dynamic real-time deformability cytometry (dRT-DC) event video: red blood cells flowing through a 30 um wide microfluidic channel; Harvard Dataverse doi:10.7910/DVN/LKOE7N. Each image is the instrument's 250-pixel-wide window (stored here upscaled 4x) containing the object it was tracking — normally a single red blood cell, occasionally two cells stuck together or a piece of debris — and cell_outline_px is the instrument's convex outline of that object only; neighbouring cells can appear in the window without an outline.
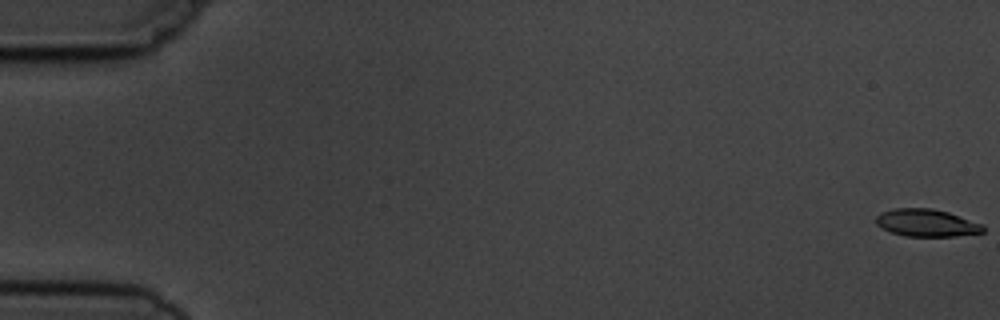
{"species": "common noctule bat (a hibernating species)", "species_latin": "Nyctalus noctula", "temperature_condition": "cold", "stored_images_in_passage": 9, "camera_frame_rate_fps": 3000, "um_per_image_px": 0.085, "animal": {"sex": "male", "body_mass_g": 19.5, "forearm_length_mm": 54.6}, "frame": {"image": 1, "passage_image": 1, "time_ms": 0.0, "image_size_px": [1000, 320], "cell_outline_px": [[984, 232], [956, 236], [904, 236], [880, 228], [876, 224], [876, 216], [880, 212], [892, 208], [932, 208], [948, 212], [984, 224]], "centroid_in_image_um": [78.74, 18.94], "position_along_channel_um": 6.3, "area_um2": 17.28}}
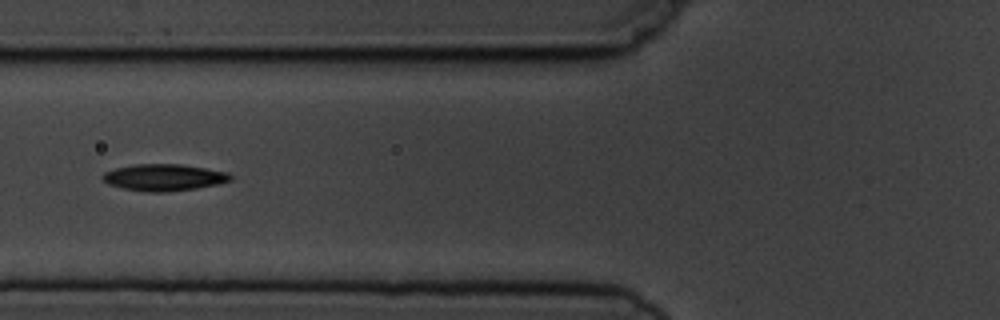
{"frame": {"image": 2, "passage_image": 7, "time_ms": 7.0, "image_size_px": [1000, 320], "cell_outline_px": [[232, 180], [216, 184], [196, 188], [168, 192], [148, 192], [124, 188], [108, 184], [100, 176], [104, 172], [116, 168], [136, 164], [180, 164], [228, 172], [232, 176]], "centroid_in_image_um": [13.92, 15.08], "position_along_channel_um": 111.9, "area_um2": 19.77}}
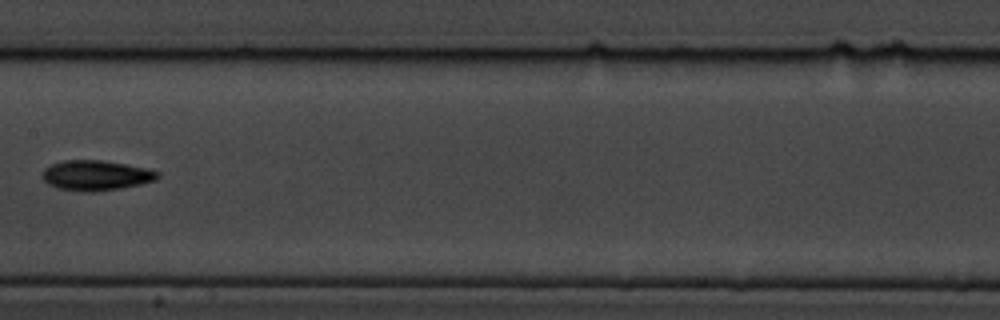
{"frame": {"image": 3, "passage_image": 9, "time_ms": 9.333, "image_size_px": [1000, 320], "cell_outline_px": [[160, 176], [156, 180], [140, 184], [120, 188], [92, 192], [84, 192], [56, 188], [48, 184], [40, 176], [44, 168], [52, 164], [64, 160], [104, 160], [148, 168], [160, 172]], "centroid_in_image_um": [8.15, 14.9], "position_along_channel_um": 199.3, "area_um2": 20.46}}